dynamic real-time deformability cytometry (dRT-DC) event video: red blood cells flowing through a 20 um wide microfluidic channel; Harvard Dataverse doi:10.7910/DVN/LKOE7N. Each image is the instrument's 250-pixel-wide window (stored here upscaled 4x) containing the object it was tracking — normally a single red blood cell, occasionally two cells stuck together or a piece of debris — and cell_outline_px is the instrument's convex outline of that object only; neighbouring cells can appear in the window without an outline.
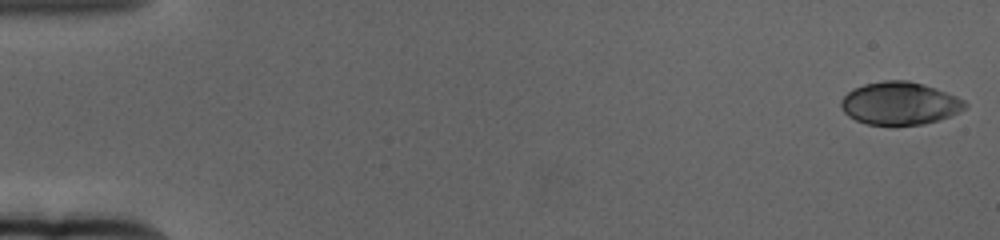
{"species": "human", "species_latin": "Homo sapiens", "temperature_condition": "cold", "stored_images_in_passage": 61, "camera_frame_rate_fps": 3000, "um_per_image_px": 0.085, "donor": {"sex": "female"}, "frame": {"image": 1, "passage_image": 1, "time_ms": 0.0, "image_size_px": [1000, 240], "cell_outline_px": [[968, 108], [960, 112], [940, 120], [924, 124], [868, 124], [856, 120], [848, 116], [840, 108], [840, 100], [852, 88], [864, 84], [884, 80], [908, 80], [924, 84], [956, 96], [964, 100], [968, 104]], "centroid_in_image_um": [76.48, 8.77], "position_along_channel_um": 8.5, "area_um2": 31.04}}
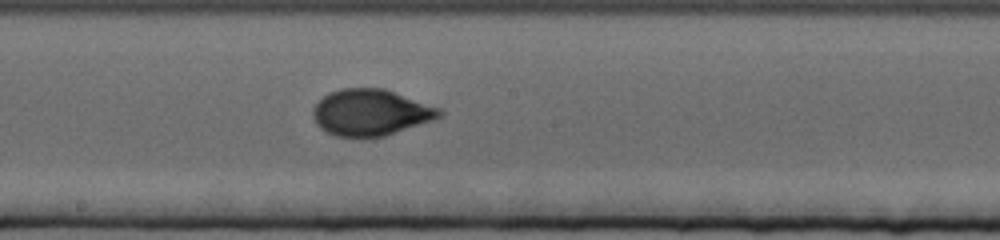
{"frame": {"image": 2, "passage_image": 34, "time_ms": 11.0, "image_size_px": [1000, 240], "cell_outline_px": [[444, 112], [440, 116], [432, 120], [384, 136], [336, 136], [324, 132], [316, 124], [312, 116], [312, 108], [328, 92], [340, 88], [384, 88], [440, 108]], "centroid_in_image_um": [31.46, 9.55], "position_along_channel_um": 216.7, "area_um2": 33.99}}
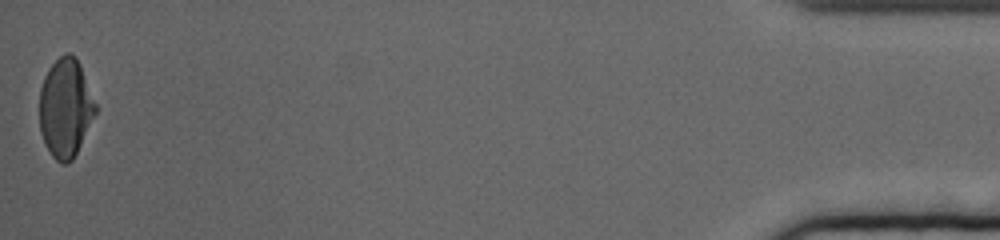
{"frame": {"image": 3, "passage_image": 61, "time_ms": 20.0, "image_size_px": [1000, 240], "cell_outline_px": [[96, 112], [72, 160], [68, 164], [60, 164], [52, 156], [44, 144], [40, 132], [40, 88], [44, 76], [48, 68], [64, 52], [68, 52], [76, 56], [80, 64], [96, 104]], "centroid_in_image_um": [5.54, 9.16], "position_along_channel_um": 429.7, "area_um2": 32.19}, "authors_computed_cell_mechanics": {"area_um2": 32.7148, "velocity_mm_per_s": 3.3378, "shape_relaxation_time_tau1_ms": 4.4274, "shape_relaxation_time_tau2_ms": null, "deformation_change_tau1": 0.1896, "deformation_change_tau2": null}}